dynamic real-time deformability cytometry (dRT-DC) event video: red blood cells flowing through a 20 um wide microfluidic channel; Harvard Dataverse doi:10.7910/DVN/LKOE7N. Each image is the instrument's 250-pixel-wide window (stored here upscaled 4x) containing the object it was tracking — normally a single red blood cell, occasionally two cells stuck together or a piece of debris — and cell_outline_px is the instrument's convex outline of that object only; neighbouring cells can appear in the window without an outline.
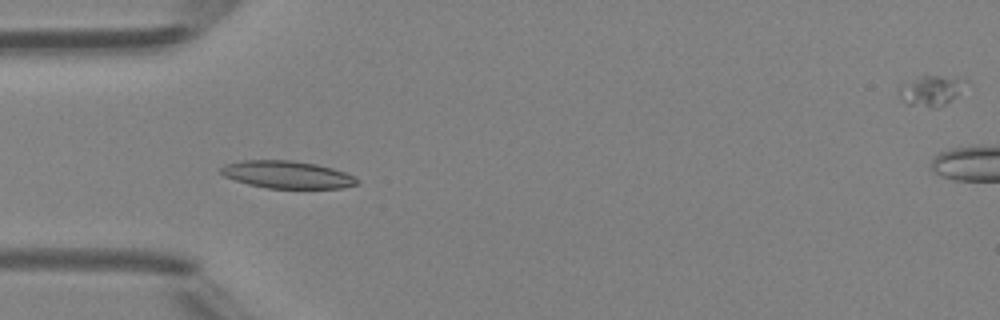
{"species": "Egyptian fruit bat (a non-hibernating species)", "species_latin": "Rousettus aegyptiacus", "temperature_condition": "room temperature", "stored_images_in_passage": 12, "camera_frame_rate_fps": 3000, "um_per_image_px": 0.085, "animal": {"sex": "female"}, "frame": {"image": 1, "passage_image": 4, "time_ms": 1.0, "image_size_px": [1000, 320], "cell_outline_px": [[360, 184], [340, 188], [268, 188], [248, 184], [224, 176], [220, 172], [220, 168], [224, 164], [244, 160], [292, 160], [316, 164], [332, 168], [344, 172], [360, 180]], "centroid_in_image_um": [24.41, 14.84], "position_along_channel_um": 60.6, "area_um2": 21.73}}
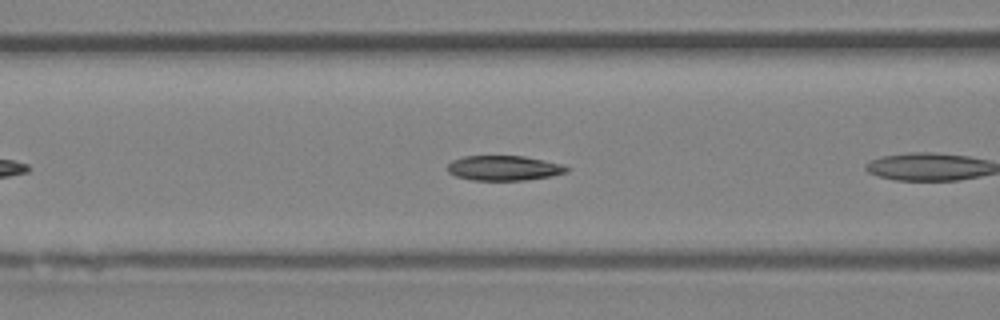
{"frame": {"image": 2, "passage_image": 6, "time_ms": 1.667, "image_size_px": [1000, 320], "cell_outline_px": [[568, 172], [552, 176], [524, 180], [472, 180], [456, 176], [448, 172], [448, 164], [452, 160], [464, 156], [524, 156], [544, 160], [560, 164], [568, 168]], "centroid_in_image_um": [42.82, 14.28], "position_along_channel_um": 123.8, "area_um2": 17.22}}